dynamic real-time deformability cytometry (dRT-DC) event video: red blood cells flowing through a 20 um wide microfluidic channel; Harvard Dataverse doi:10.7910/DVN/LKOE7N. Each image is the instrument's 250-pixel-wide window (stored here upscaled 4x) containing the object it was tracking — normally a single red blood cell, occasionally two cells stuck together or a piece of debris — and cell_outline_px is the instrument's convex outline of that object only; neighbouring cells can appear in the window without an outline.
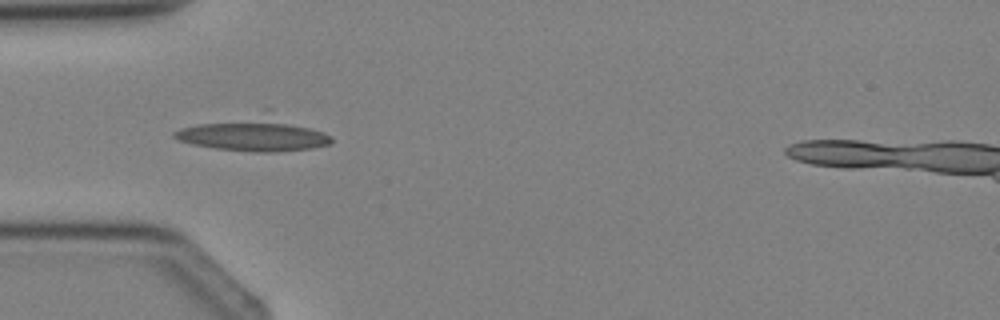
{"species": "Egyptian fruit bat (a non-hibernating species)", "species_latin": "Rousettus aegyptiacus", "temperature_condition": "cold", "stored_images_in_passage": 3, "camera_frame_rate_fps": 3000, "um_per_image_px": 0.085, "animal": {"sex": "female"}, "frame": {"image": 1, "passage_image": 3, "time_ms": 2.333, "image_size_px": [1000, 320], "cell_outline_px": [[332, 144], [312, 148], [272, 152], [252, 152], [216, 148], [192, 144], [176, 140], [172, 136], [172, 132], [180, 128], [196, 124], [284, 124], [308, 128], [332, 136]], "centroid_in_image_um": [21.47, 11.65], "position_along_channel_um": 63.5, "area_um2": 25.49}}